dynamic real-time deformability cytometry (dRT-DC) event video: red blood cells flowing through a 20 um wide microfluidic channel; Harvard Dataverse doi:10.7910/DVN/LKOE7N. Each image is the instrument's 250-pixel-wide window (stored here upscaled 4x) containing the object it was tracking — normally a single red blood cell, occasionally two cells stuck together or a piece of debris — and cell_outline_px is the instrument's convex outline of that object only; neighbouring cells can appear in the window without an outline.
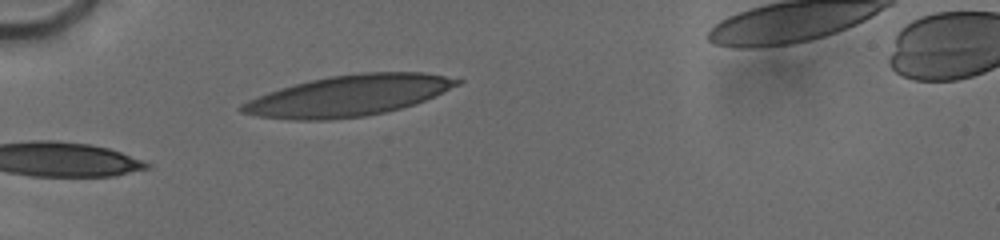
{"species": "human", "species_latin": "Homo sapiens", "temperature_condition": "cold", "stored_images_in_passage": 27, "camera_frame_rate_fps": 3000, "um_per_image_px": 0.085, "donor": {"sex": "male"}, "frame": {"image": 1, "passage_image": 1, "time_ms": 0.0, "image_size_px": [1000, 240], "cell_outline_px": [[464, 80], [460, 84], [424, 100], [400, 108], [384, 112], [364, 116], [328, 120], [296, 120], [260, 116], [240, 112], [236, 108], [240, 104], [248, 100], [268, 92], [280, 88], [328, 76], [360, 72], [420, 72], [444, 76]], "centroid_in_image_um": [29.59, 8.13], "position_along_channel_um": 55.4, "area_um2": 50.81}}
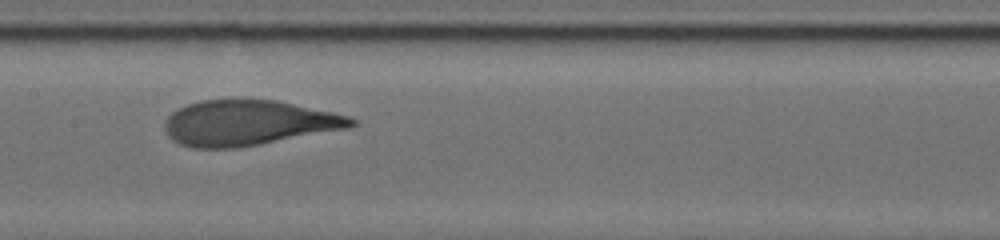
{"frame": {"image": 2, "passage_image": 8, "time_ms": 4.0, "image_size_px": [1000, 240], "cell_outline_px": [[356, 124], [348, 128], [236, 148], [192, 148], [180, 144], [172, 140], [168, 136], [164, 128], [164, 124], [168, 116], [172, 112], [188, 104], [200, 100], [276, 100], [332, 112], [348, 116], [356, 120]], "centroid_in_image_um": [21.07, 10.45], "position_along_channel_um": 186.3, "area_um2": 48.78}}
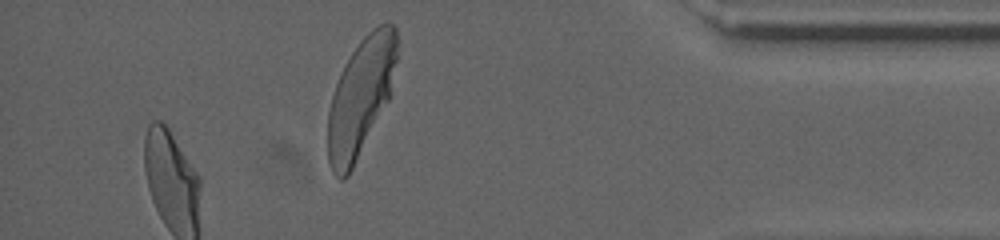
{"frame": {"image": 3, "passage_image": 21, "time_ms": 10.667, "image_size_px": [1000, 240], "cell_outline_px": [[396, 60], [388, 100], [348, 176], [344, 180], [340, 180], [332, 172], [328, 164], [328, 112], [332, 96], [336, 84], [344, 64], [360, 40], [372, 28], [388, 20], [396, 28]], "centroid_in_image_um": [30.63, 8.24], "position_along_channel_um": 404.6, "area_um2": 46.88}, "authors_computed_cell_mechanics": {"area_um2": 48.7832, "velocity_mm_per_s": 3.7448, "shape_relaxation_time_tau1_ms": 3.4855, "shape_relaxation_time_tau2_ms": 0.8093, "deformation_change_tau1": 0.1869, "deformation_change_tau2": 0.074}}